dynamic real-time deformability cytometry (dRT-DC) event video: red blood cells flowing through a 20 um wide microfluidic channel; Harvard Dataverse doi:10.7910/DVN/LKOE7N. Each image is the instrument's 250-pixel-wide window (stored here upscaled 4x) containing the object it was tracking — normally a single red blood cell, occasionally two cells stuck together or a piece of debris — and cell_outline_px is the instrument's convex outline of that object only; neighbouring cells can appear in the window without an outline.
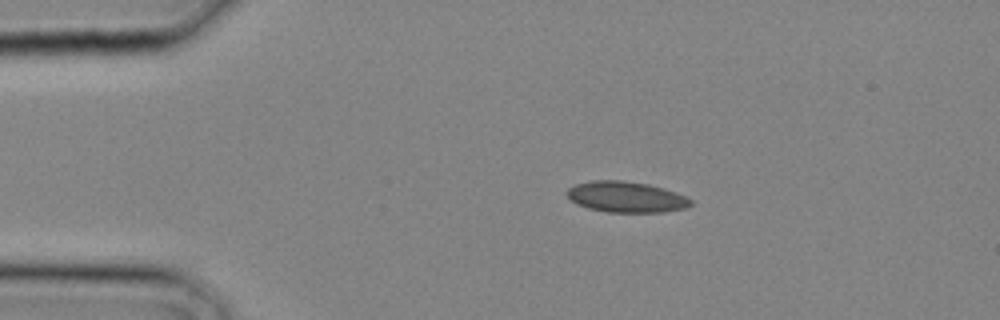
{"species": "common noctule bat (a hibernating species)", "species_latin": "Nyctalus noctula", "temperature_condition": "cold", "stored_images_in_passage": 3, "camera_frame_rate_fps": 3000, "um_per_image_px": 0.085, "animal": {"sex": "male", "body_mass_g": 20.4}, "frame": {"image": 1, "passage_image": 2, "time_ms": 0.333, "image_size_px": [1000, 320], "cell_outline_px": [[692, 204], [684, 208], [660, 212], [608, 212], [588, 208], [576, 204], [564, 192], [568, 188], [576, 184], [592, 180], [624, 180], [648, 184], [664, 188], [676, 192], [692, 200]], "centroid_in_image_um": [53.19, 16.73], "position_along_channel_um": 31.8, "area_um2": 22.25}}
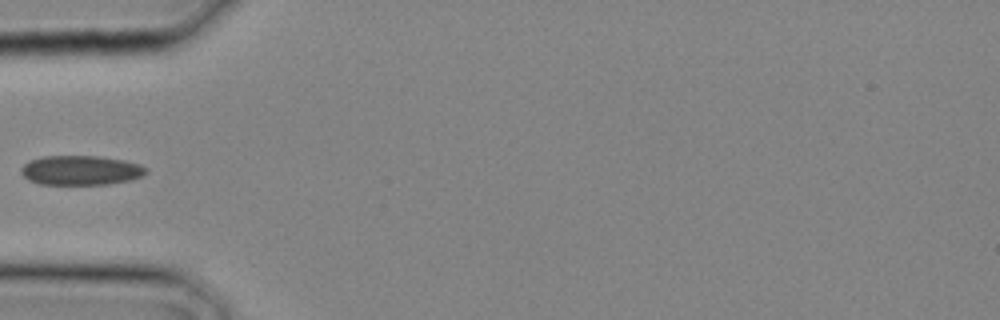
{"frame": {"image": 2, "passage_image": 3, "time_ms": 0.667, "image_size_px": [1000, 320], "cell_outline_px": [[148, 172], [140, 176], [128, 180], [108, 184], [40, 184], [28, 180], [20, 172], [20, 168], [28, 160], [40, 156], [100, 156], [124, 160], [140, 164], [148, 168]], "centroid_in_image_um": [6.83, 14.46], "position_along_channel_um": 78.2, "area_um2": 21.62}}